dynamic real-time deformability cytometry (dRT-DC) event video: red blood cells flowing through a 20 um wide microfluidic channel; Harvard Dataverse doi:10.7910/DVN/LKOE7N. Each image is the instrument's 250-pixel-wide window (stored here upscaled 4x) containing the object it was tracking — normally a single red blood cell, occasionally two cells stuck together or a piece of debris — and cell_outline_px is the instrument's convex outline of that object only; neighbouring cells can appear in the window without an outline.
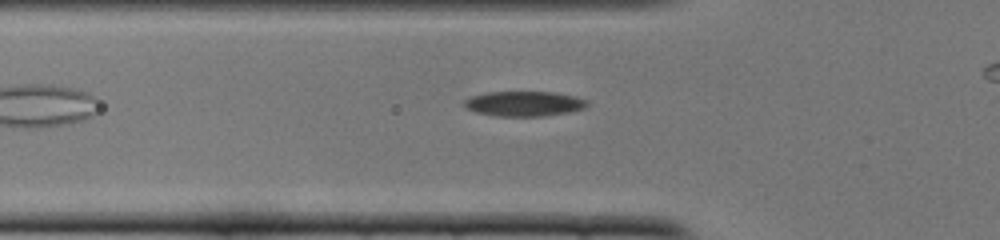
{"species": "common noctule bat (a hibernating species)", "species_latin": "Nyctalus noctula", "temperature_condition": "cold", "stored_images_in_passage": 28, "camera_frame_rate_fps": 3000, "um_per_image_px": 0.085, "animal": {"sex": "female", "body_mass_g": 22.0, "forearm_length_mm": 56.7}, "frame": {"image": 1, "passage_image": 3, "time_ms": 0.667, "image_size_px": [1000, 240], "cell_outline_px": [[588, 104], [584, 108], [568, 112], [544, 116], [496, 116], [476, 112], [464, 108], [464, 100], [472, 96], [488, 92], [552, 92], [576, 96], [588, 100]], "centroid_in_image_um": [44.54, 8.81], "position_along_channel_um": 81.3, "area_um2": 17.92}}
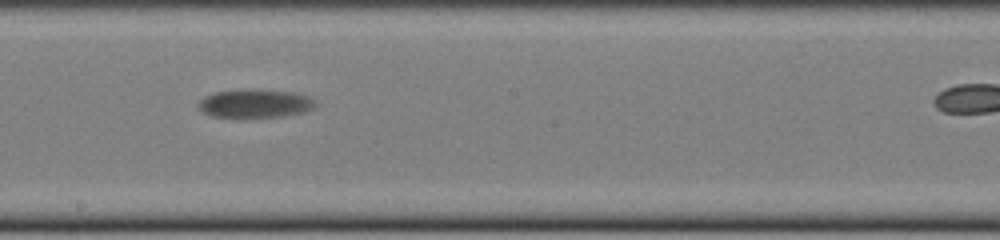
{"frame": {"image": 2, "passage_image": 15, "time_ms": 4.667, "image_size_px": [1000, 240], "cell_outline_px": [[316, 104], [312, 108], [304, 112], [280, 116], [240, 120], [212, 116], [196, 108], [196, 104], [204, 96], [216, 92], [292, 92], [308, 96], [316, 100]], "centroid_in_image_um": [21.62, 8.89], "position_along_channel_um": 226.6, "area_um2": 19.13}}
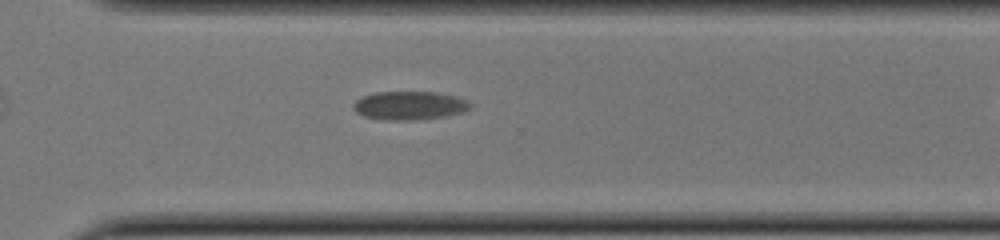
{"frame": {"image": 3, "passage_image": 24, "time_ms": 7.667, "image_size_px": [1000, 240], "cell_outline_px": [[472, 104], [468, 108], [460, 112], [444, 116], [416, 120], [388, 120], [364, 116], [356, 112], [352, 108], [352, 104], [360, 96], [376, 92], [436, 92], [456, 96], [468, 100]], "centroid_in_image_um": [34.76, 8.96], "position_along_channel_um": 335.8, "area_um2": 19.42}}